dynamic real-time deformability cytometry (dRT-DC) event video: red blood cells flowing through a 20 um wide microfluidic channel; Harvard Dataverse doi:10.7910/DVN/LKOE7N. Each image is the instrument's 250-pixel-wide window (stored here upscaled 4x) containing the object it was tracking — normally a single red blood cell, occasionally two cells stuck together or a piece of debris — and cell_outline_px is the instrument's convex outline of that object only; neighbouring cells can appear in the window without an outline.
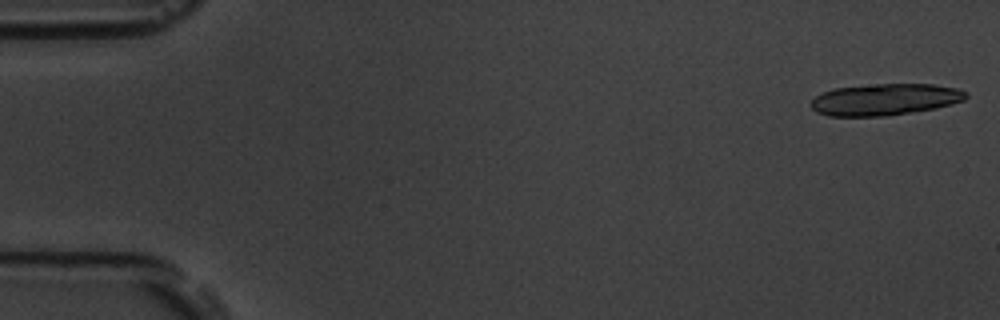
{"species": "common noctule bat (a hibernating species)", "species_latin": "Nyctalus noctula", "temperature_condition": "room temperature", "stored_images_in_passage": 19, "camera_frame_rate_fps": 3000, "um_per_image_px": 0.085, "animal": {"sex": "male", "body_mass_g": 19.5, "forearm_length_mm": 54.6}, "frame": {"image": 1, "passage_image": 1, "time_ms": 0.0, "image_size_px": [1000, 320], "cell_outline_px": [[968, 96], [964, 100], [952, 104], [936, 108], [888, 116], [828, 116], [816, 112], [812, 108], [812, 100], [816, 96], [824, 92], [836, 88], [876, 84], [932, 84], [960, 88], [968, 92]], "centroid_in_image_um": [75.28, 8.46], "position_along_channel_um": 9.7, "area_um2": 28.61}}